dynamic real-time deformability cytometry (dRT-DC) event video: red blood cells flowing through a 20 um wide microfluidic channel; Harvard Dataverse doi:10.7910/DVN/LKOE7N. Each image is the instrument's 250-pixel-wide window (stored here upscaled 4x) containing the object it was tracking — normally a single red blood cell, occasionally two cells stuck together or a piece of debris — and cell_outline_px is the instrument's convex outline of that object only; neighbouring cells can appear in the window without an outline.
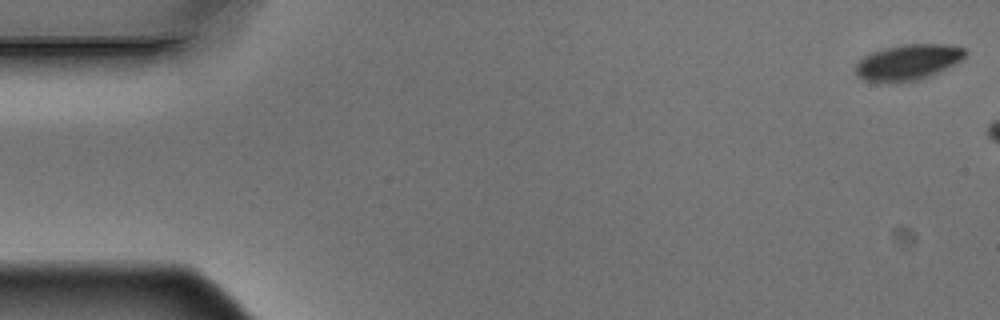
{"species": "Egyptian fruit bat (a non-hibernating species)", "species_latin": "Rousettus aegyptiacus", "temperature_condition": "warm", "stored_images_in_passage": 5, "segment_of_instrument_passage": [2, 2], "camera_frame_rate_fps": 3000, "um_per_image_px": 0.085, "animal": {"sex": "male"}, "frame": {"image": 1, "passage_image": 5, "time_ms": 1.333, "image_size_px": [1000, 320], "cell_outline_px": [[968, 52], [956, 64], [928, 76], [916, 80], [892, 84], [880, 84], [864, 80], [856, 76], [856, 64], [864, 56], [872, 52], [884, 48], [904, 44], [948, 44], [964, 48]], "centroid_in_image_um": [77.14, 5.31], "position_along_channel_um": 7.9, "area_um2": 23.12}}